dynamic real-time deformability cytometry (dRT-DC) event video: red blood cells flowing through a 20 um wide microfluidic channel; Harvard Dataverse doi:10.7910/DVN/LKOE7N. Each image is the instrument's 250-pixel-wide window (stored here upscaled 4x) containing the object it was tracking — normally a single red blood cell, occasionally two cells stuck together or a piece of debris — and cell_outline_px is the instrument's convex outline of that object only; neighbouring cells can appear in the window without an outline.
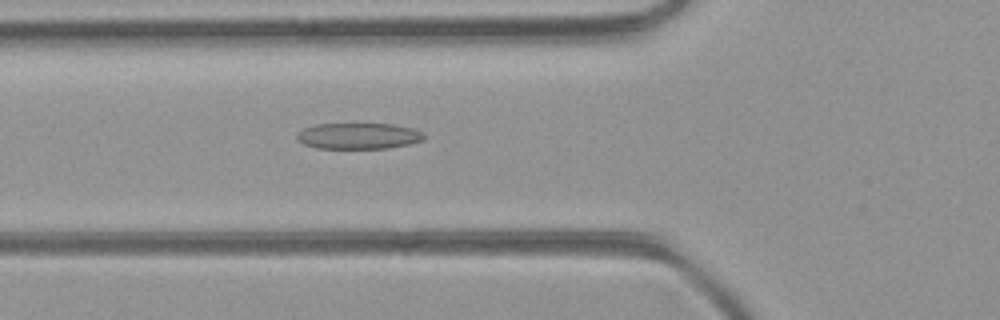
{"species": "common noctule bat (a hibernating species)", "species_latin": "Nyctalus noctula", "temperature_condition": "room temperature", "stored_images_in_passage": 36, "camera_frame_rate_fps": 3000, "um_per_image_px": 0.085, "animal": {"sex": "female", "body_mass_g": 21.9}, "frame": {"image": 1, "passage_image": 5, "time_ms": 1.333, "image_size_px": [1000, 320], "cell_outline_px": [[424, 140], [408, 144], [388, 148], [316, 148], [304, 144], [296, 140], [296, 136], [304, 128], [316, 124], [392, 124], [412, 128], [424, 132]], "centroid_in_image_um": [30.48, 11.56], "position_along_channel_um": 95.3, "area_um2": 19.25}}
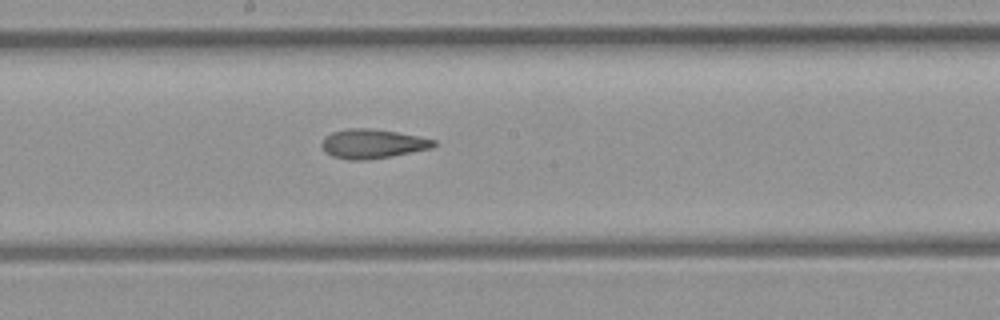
{"frame": {"image": 2, "passage_image": 14, "time_ms": 4.333, "image_size_px": [1000, 320], "cell_outline_px": [[436, 144], [432, 148], [368, 160], [348, 160], [332, 156], [320, 144], [332, 132], [348, 128], [368, 128], [396, 132], [436, 140]], "centroid_in_image_um": [31.67, 12.22], "position_along_channel_um": 216.5, "area_um2": 18.73}}
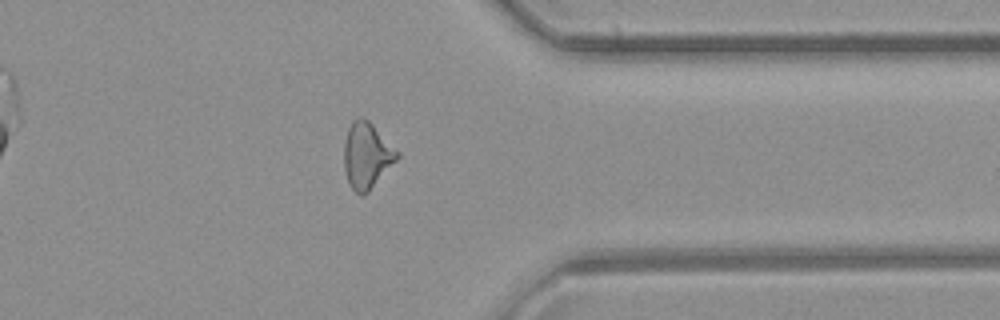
{"frame": {"image": 3, "passage_image": 27, "time_ms": 8.667, "image_size_px": [1000, 320], "cell_outline_px": [[400, 156], [368, 192], [360, 196], [352, 188], [348, 180], [344, 168], [344, 144], [348, 128], [352, 120], [360, 116], [364, 116], [400, 152]], "centroid_in_image_um": [31.17, 13.19], "position_along_channel_um": 380.2, "area_um2": 20.35}}